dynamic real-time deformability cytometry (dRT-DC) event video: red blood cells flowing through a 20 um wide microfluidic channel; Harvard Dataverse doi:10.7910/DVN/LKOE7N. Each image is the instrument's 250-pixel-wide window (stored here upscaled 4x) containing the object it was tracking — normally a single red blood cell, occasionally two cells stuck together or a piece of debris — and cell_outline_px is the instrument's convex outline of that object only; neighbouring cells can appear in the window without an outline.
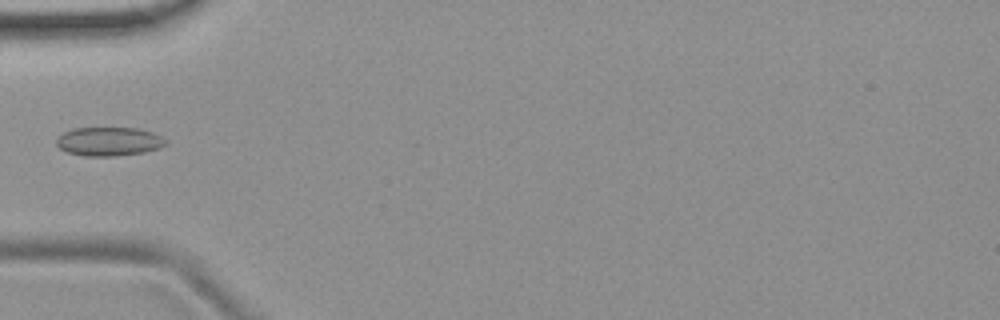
{"species": "common noctule bat (a hibernating species)", "species_latin": "Nyctalus noctula", "temperature_condition": "room temperature", "stored_images_in_passage": 3, "camera_frame_rate_fps": 3000, "um_per_image_px": 0.085, "animal": {"sex": "female", "body_mass_g": 19.9}, "frame": {"image": 1, "passage_image": 3, "time_ms": 2.333, "image_size_px": [1000, 320], "cell_outline_px": [[168, 140], [160, 148], [144, 152], [116, 156], [84, 156], [68, 152], [60, 148], [56, 144], [56, 140], [64, 132], [72, 128], [136, 128], [152, 132]], "centroid_in_image_um": [9.26, 12.03], "position_along_channel_um": 75.7, "area_um2": 18.26}}